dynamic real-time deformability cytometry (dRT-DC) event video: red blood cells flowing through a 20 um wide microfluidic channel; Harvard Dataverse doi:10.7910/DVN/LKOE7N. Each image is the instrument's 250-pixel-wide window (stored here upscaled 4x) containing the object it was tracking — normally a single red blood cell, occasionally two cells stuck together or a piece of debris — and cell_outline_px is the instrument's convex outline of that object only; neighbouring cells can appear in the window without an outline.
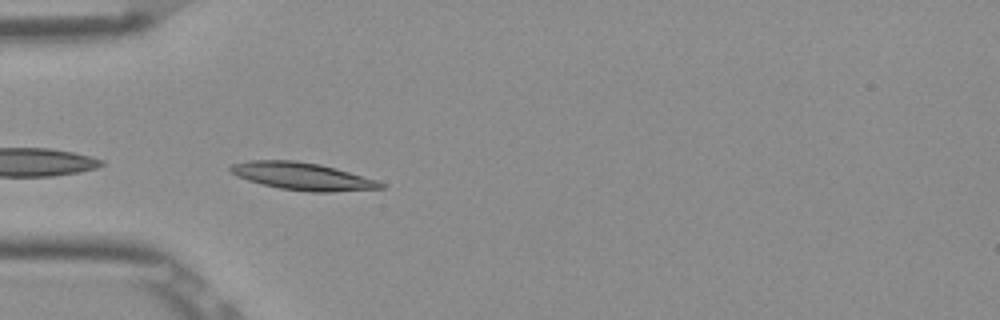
{"species": "Egyptian fruit bat (a non-hibernating species)", "species_latin": "Rousettus aegyptiacus", "temperature_condition": "room temperature", "stored_images_in_passage": 26, "camera_frame_rate_fps": 3000, "um_per_image_px": 0.085, "frame": {"image": 1, "passage_image": 1, "time_ms": 0.0, "image_size_px": [1000, 320], "cell_outline_px": [[384, 188], [332, 192], [312, 192], [280, 188], [260, 184], [236, 176], [228, 168], [232, 164], [248, 160], [296, 160], [320, 164], [336, 168], [376, 180], [384, 184]], "centroid_in_image_um": [25.68, 14.98], "position_along_channel_um": 59.3, "area_um2": 23.99}}
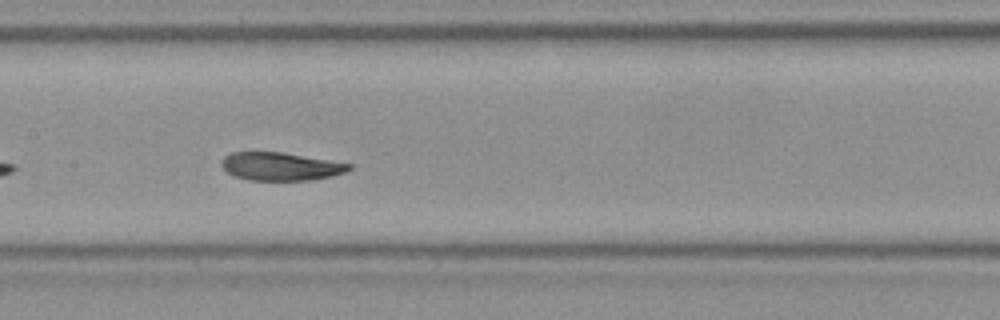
{"frame": {"image": 2, "passage_image": 11, "time_ms": 3.333, "image_size_px": [1000, 320], "cell_outline_px": [[352, 168], [344, 172], [332, 176], [312, 180], [248, 180], [232, 176], [220, 164], [220, 160], [224, 156], [232, 152], [284, 152], [352, 164]], "centroid_in_image_um": [23.82, 14.14], "position_along_channel_um": 183.6, "area_um2": 20.98}}
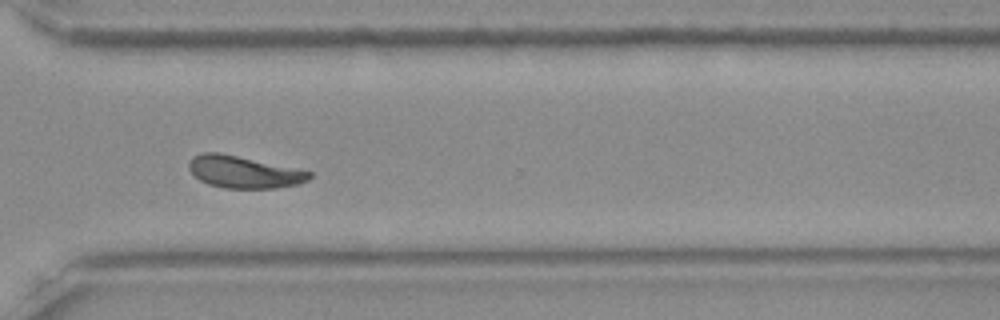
{"frame": {"image": 3, "passage_image": 24, "time_ms": 7.667, "image_size_px": [1000, 320], "cell_outline_px": [[312, 176], [308, 180], [296, 184], [276, 188], [224, 188], [208, 184], [200, 180], [188, 168], [188, 164], [192, 156], [200, 152], [220, 152], [312, 172]], "centroid_in_image_um": [20.68, 14.61], "position_along_channel_um": 349.9, "area_um2": 22.37}, "authors_computed_cell_mechanics": {"area_um2": 22.3108, "velocity_mm_per_s": 3.8431, "shape_relaxation_time_tau1_ms": 3.0357, "shape_relaxation_time_tau2_ms": 1.4248, "deformation_change_tau1": 0.1325, "deformation_change_tau2": 0.0632}}